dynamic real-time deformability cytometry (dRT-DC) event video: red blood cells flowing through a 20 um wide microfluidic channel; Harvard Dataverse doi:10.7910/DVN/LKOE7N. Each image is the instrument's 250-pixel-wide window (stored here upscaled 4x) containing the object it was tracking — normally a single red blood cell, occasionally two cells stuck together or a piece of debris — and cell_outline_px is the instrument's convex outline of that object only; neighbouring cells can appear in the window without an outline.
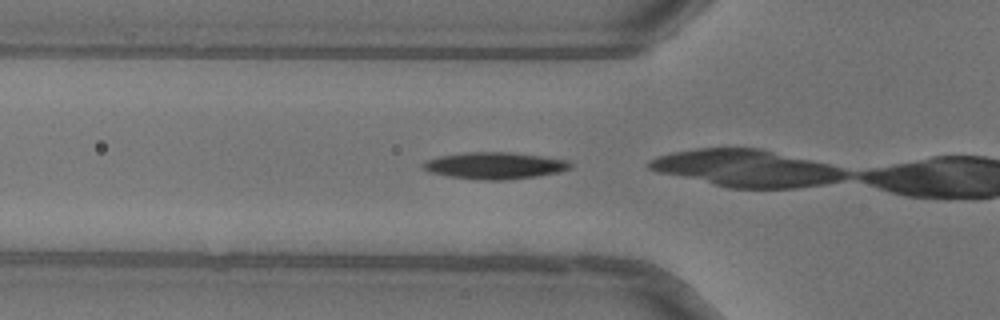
{"species": "common noctule bat (a hibernating species)", "species_latin": "Nyctalus noctula", "temperature_condition": "warm", "stored_images_in_passage": 13, "camera_frame_rate_fps": 3000, "um_per_image_px": 0.085, "animal": {"sex": "female"}, "frame": {"image": 1, "passage_image": 11, "time_ms": 3.333, "image_size_px": [1000, 320], "cell_outline_px": [[572, 168], [560, 172], [536, 176], [504, 180], [480, 180], [452, 176], [428, 172], [420, 164], [428, 160], [440, 156], [464, 152], [512, 152], [544, 156], [568, 160], [572, 164]], "centroid_in_image_um": [42.09, 14.07], "position_along_channel_um": 83.7, "area_um2": 23.0}}